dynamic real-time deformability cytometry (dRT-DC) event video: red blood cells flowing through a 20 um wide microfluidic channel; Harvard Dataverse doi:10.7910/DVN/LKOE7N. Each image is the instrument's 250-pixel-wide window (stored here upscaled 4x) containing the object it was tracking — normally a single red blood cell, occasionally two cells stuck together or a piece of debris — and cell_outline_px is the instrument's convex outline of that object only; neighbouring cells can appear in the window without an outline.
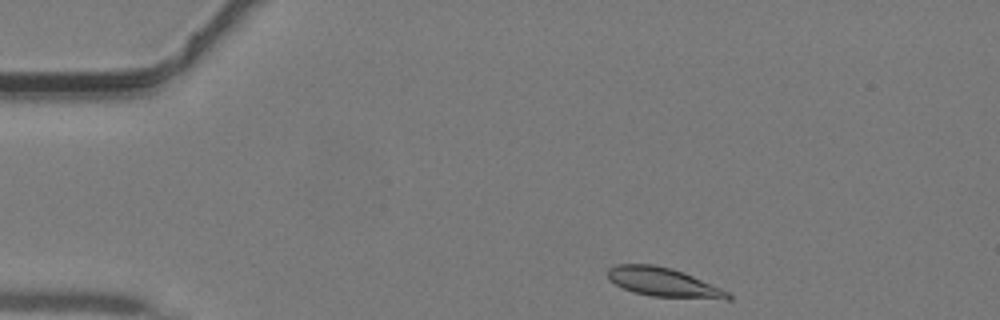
{"species": "common noctule bat (a hibernating species)", "species_latin": "Nyctalus noctula", "temperature_condition": "warm", "stored_images_in_passage": 5, "camera_frame_rate_fps": 3000, "um_per_image_px": 0.085, "animal": {"sex": "male", "body_mass_g": 19.2, "forearm_length_mm": 51.8}, "frame": {"image": 1, "passage_image": 1, "time_ms": 0.0, "image_size_px": [1000, 320], "cell_outline_px": [[732, 300], [728, 300], [652, 296], [632, 292], [608, 280], [608, 268], [616, 264], [652, 264], [672, 268], [684, 272], [720, 288], [728, 292], [732, 296]], "centroid_in_image_um": [56.4, 24.0], "position_along_channel_um": 28.6, "area_um2": 20.4}}